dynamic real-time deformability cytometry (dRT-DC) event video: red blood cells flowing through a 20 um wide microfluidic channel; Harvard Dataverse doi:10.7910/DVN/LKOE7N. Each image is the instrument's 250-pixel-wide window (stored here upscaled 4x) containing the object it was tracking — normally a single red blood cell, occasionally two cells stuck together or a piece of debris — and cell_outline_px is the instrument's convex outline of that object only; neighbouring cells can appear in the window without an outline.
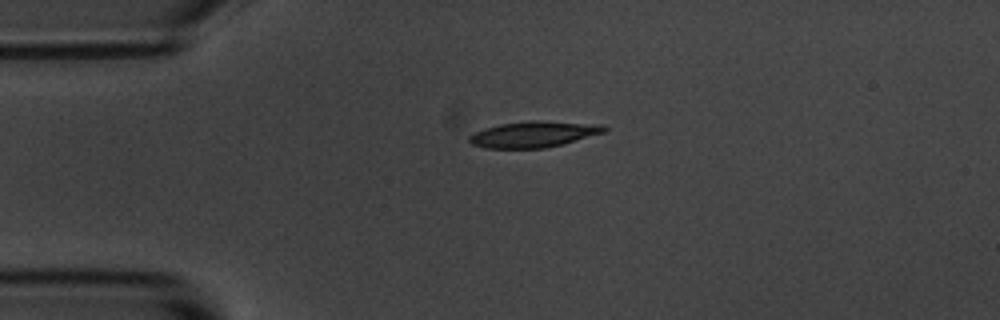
{"species": "common noctule bat (a hibernating species)", "species_latin": "Nyctalus noctula", "temperature_condition": "room temperature", "stored_images_in_passage": 4, "camera_frame_rate_fps": 3000, "um_per_image_px": 0.085, "animal": {"sex": "male", "body_mass_g": 20.1, "forearm_length_mm": 53.5}, "frame": {"image": 1, "passage_image": 1, "time_ms": 0.0, "image_size_px": [1000, 320], "cell_outline_px": [[608, 128], [604, 132], [564, 144], [544, 148], [484, 148], [472, 144], [468, 140], [468, 136], [484, 128], [500, 124], [532, 120], [540, 120], [604, 124]], "centroid_in_image_um": [45.39, 11.4], "position_along_channel_um": 39.6, "area_um2": 20.63}}
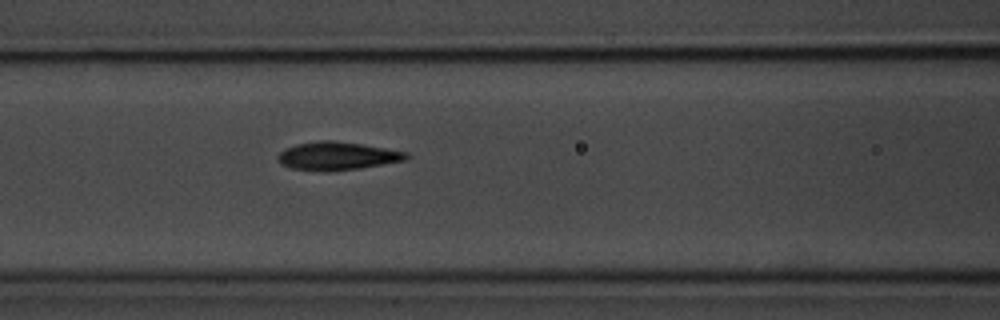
{"frame": {"image": 2, "passage_image": 4, "time_ms": 3.333, "image_size_px": [1000, 320], "cell_outline_px": [[412, 156], [408, 160], [360, 168], [292, 168], [280, 164], [276, 156], [284, 148], [296, 144], [320, 140], [332, 140], [360, 144], [408, 152]], "centroid_in_image_um": [28.72, 13.21], "position_along_channel_um": 137.9, "area_um2": 20.29}}